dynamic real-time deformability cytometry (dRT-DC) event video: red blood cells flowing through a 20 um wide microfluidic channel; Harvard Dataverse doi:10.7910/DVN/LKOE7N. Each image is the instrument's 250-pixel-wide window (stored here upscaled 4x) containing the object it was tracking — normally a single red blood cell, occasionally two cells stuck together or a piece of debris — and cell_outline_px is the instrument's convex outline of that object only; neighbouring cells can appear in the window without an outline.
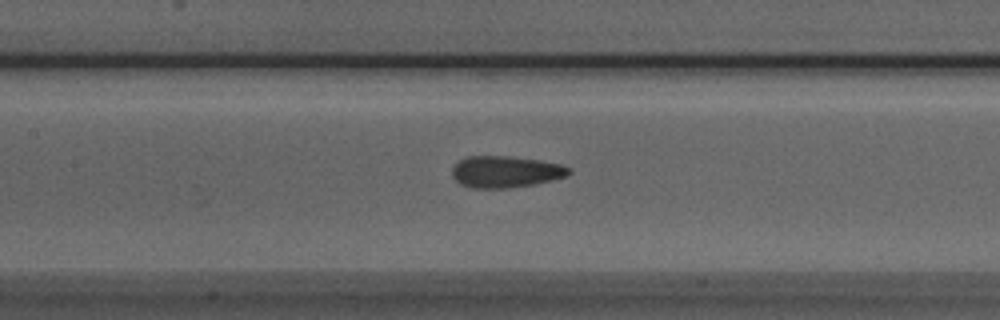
{"species": "Egyptian fruit bat (a non-hibernating species)", "species_latin": "Rousettus aegyptiacus", "temperature_condition": "room temperature", "stored_images_in_passage": 27, "camera_frame_rate_fps": 3000, "um_per_image_px": 0.085, "animal": {"sex": "male"}, "frame": {"image": 1, "passage_image": 8, "time_ms": 2.333, "image_size_px": [1000, 320], "cell_outline_px": [[572, 172], [568, 176], [536, 184], [508, 188], [472, 188], [460, 184], [452, 176], [452, 168], [460, 160], [468, 156], [508, 156], [540, 160], [560, 164], [568, 168]], "centroid_in_image_um": [42.98, 14.6], "position_along_channel_um": 164.4, "area_um2": 21.56}}
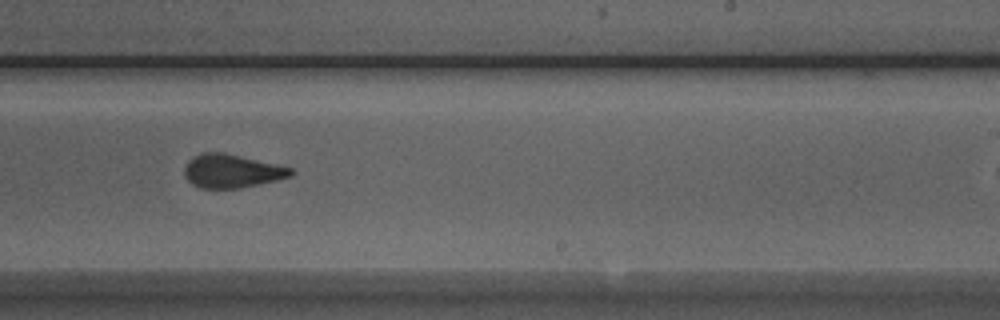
{"frame": {"image": 2, "passage_image": 16, "time_ms": 5.0, "image_size_px": [1000, 320], "cell_outline_px": [[296, 172], [292, 176], [276, 180], [240, 188], [200, 188], [192, 184], [188, 180], [184, 172], [184, 168], [188, 160], [204, 152], [224, 152], [292, 168]], "centroid_in_image_um": [19.71, 14.54], "position_along_channel_um": 269.3, "area_um2": 20.63}}
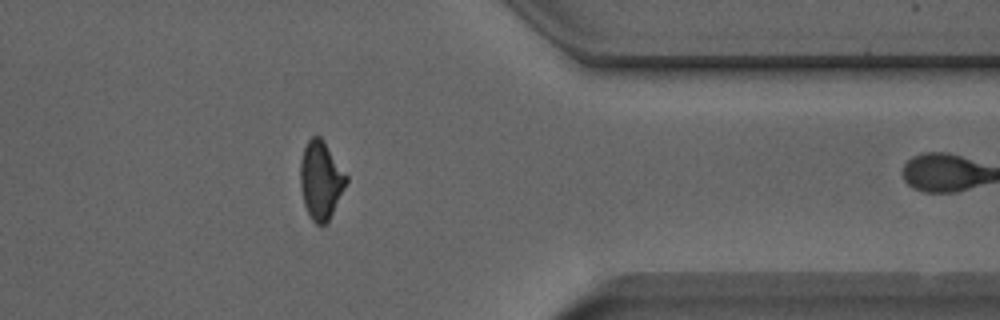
{"frame": {"image": 3, "passage_image": 26, "time_ms": 8.333, "image_size_px": [1000, 320], "cell_outline_px": [[348, 180], [328, 220], [320, 228], [312, 220], [304, 204], [300, 188], [300, 160], [304, 148], [308, 140], [312, 136], [320, 136], [324, 140], [348, 176]], "centroid_in_image_um": [27.25, 15.29], "position_along_channel_um": 384.1, "area_um2": 20.87}}